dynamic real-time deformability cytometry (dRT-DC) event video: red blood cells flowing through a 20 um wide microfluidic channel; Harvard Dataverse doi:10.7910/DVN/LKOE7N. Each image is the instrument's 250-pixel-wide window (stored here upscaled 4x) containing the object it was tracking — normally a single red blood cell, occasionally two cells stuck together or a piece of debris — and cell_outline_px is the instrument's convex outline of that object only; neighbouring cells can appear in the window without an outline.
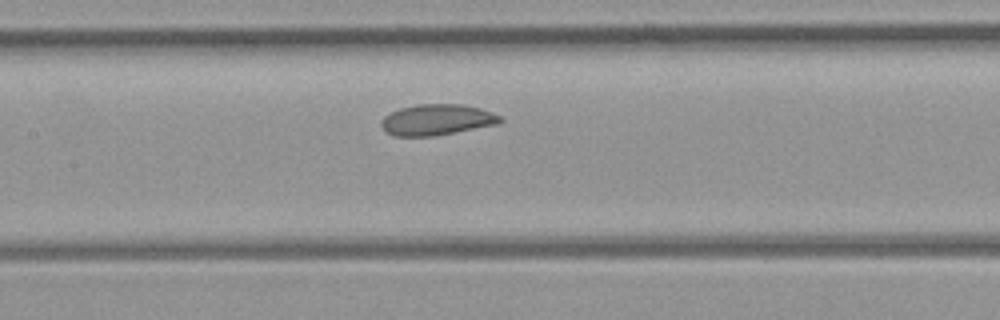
{"species": "common noctule bat (a hibernating species)", "species_latin": "Nyctalus noctula", "temperature_condition": "room temperature", "stored_images_in_passage": 4, "camera_frame_rate_fps": 3000, "um_per_image_px": 0.085, "animal": {"sex": "female", "body_mass_g": 21.9}, "frame": {"image": 1, "passage_image": 4, "time_ms": 3.667, "image_size_px": [1000, 320], "cell_outline_px": [[504, 120], [496, 124], [432, 136], [392, 136], [384, 132], [380, 124], [380, 120], [384, 116], [400, 108], [416, 104], [464, 104], [480, 108], [492, 112], [500, 116]], "centroid_in_image_um": [37.08, 10.17], "position_along_channel_um": 170.3, "area_um2": 21.44}}